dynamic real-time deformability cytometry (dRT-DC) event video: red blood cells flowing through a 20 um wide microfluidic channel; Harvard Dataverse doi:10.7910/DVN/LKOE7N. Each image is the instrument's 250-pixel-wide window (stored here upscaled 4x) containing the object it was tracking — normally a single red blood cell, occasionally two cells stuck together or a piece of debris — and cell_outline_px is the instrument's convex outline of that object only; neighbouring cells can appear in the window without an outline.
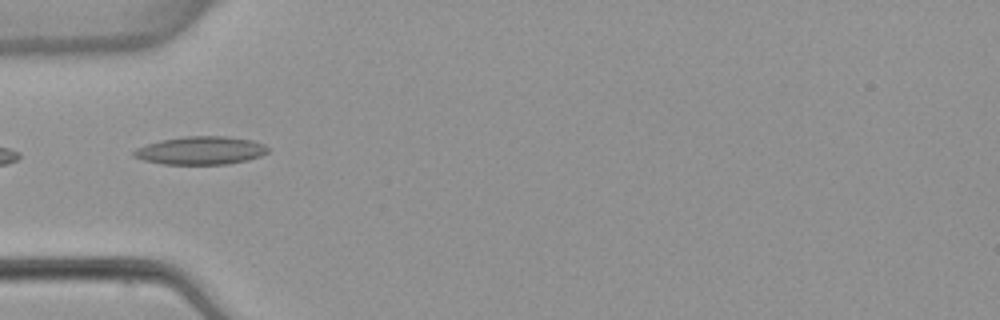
{"species": "common noctule bat (a hibernating species)", "species_latin": "Nyctalus noctula", "temperature_condition": "warm", "stored_images_in_passage": 6, "camera_frame_rate_fps": 3000, "um_per_image_px": 0.085, "animal": {"sex": "female", "body_mass_g": 22.7, "forearm_length_mm": 54.2}, "frame": {"image": 1, "passage_image": 4, "time_ms": 4.667, "image_size_px": [1000, 320], "cell_outline_px": [[268, 152], [260, 156], [248, 160], [228, 164], [164, 164], [144, 160], [132, 156], [132, 152], [136, 148], [160, 140], [184, 136], [228, 136], [252, 140], [264, 144], [268, 148]], "centroid_in_image_um": [17.07, 12.79], "position_along_channel_um": 67.9, "area_um2": 22.02}}
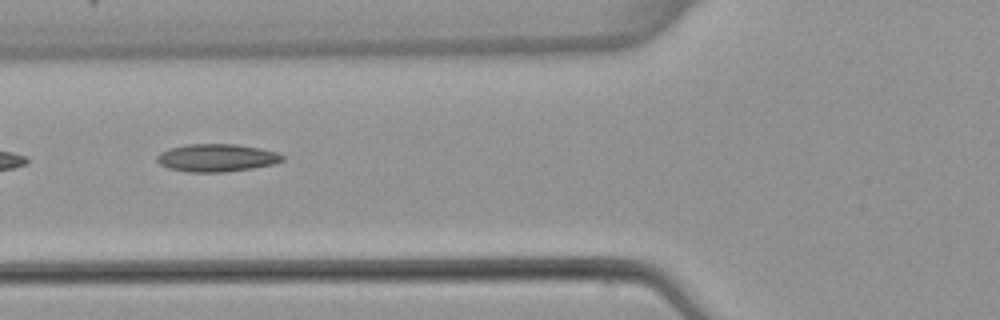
{"frame": {"image": 2, "passage_image": 5, "time_ms": 5.667, "image_size_px": [1000, 320], "cell_outline_px": [[284, 160], [276, 164], [252, 168], [224, 172], [188, 172], [168, 168], [160, 164], [156, 160], [156, 156], [160, 152], [168, 148], [188, 144], [236, 144], [260, 148], [276, 152], [284, 156]], "centroid_in_image_um": [18.41, 13.41], "position_along_channel_um": 107.4, "area_um2": 20.4}}
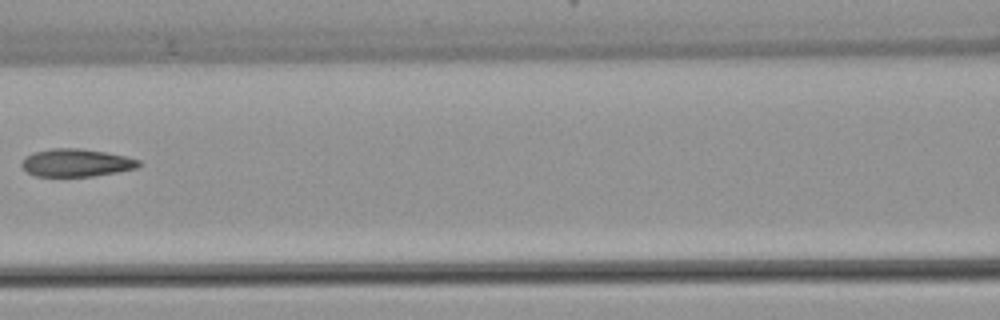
{"frame": {"image": 3, "passage_image": 6, "time_ms": 7.0, "image_size_px": [1000, 320], "cell_outline_px": [[140, 164], [136, 168], [116, 172], [92, 176], [36, 176], [28, 172], [20, 164], [24, 156], [32, 152], [52, 148], [80, 148], [104, 152], [124, 156], [140, 160]], "centroid_in_image_um": [6.43, 13.82], "position_along_channel_um": 160.2, "area_um2": 18.84}}